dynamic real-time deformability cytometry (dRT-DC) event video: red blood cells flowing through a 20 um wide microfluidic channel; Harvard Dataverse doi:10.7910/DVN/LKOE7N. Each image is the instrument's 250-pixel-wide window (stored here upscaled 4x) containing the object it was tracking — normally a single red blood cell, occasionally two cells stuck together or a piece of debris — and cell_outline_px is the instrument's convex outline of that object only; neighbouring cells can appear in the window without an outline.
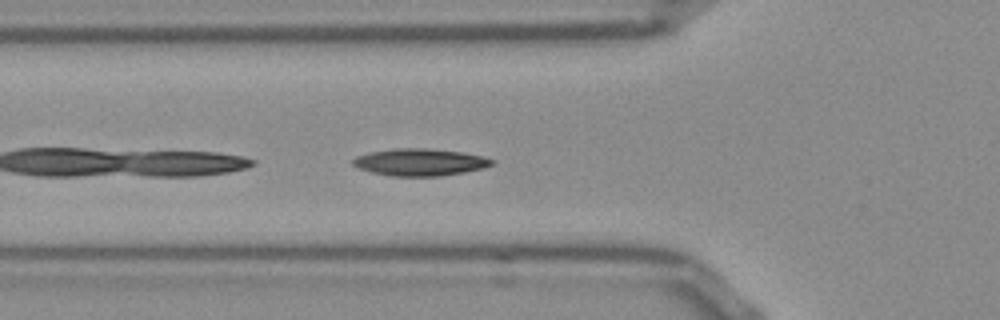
{"species": "Egyptian fruit bat (a non-hibernating species)", "species_latin": "Rousettus aegyptiacus", "temperature_condition": "room temperature", "stored_images_in_passage": 39, "segment_of_instrument_passage": [1, 2], "camera_frame_rate_fps": 3000, "um_per_image_px": 0.085, "frame": {"image": 1, "passage_image": 3, "time_ms": 0.667, "image_size_px": [1000, 320], "cell_outline_px": [[496, 160], [492, 164], [484, 168], [464, 172], [440, 176], [392, 176], [372, 172], [360, 168], [352, 164], [352, 160], [356, 156], [368, 152], [396, 148], [428, 148], [460, 152], [484, 156]], "centroid_in_image_um": [35.7, 13.78], "position_along_channel_um": 90.1, "area_um2": 21.96}}
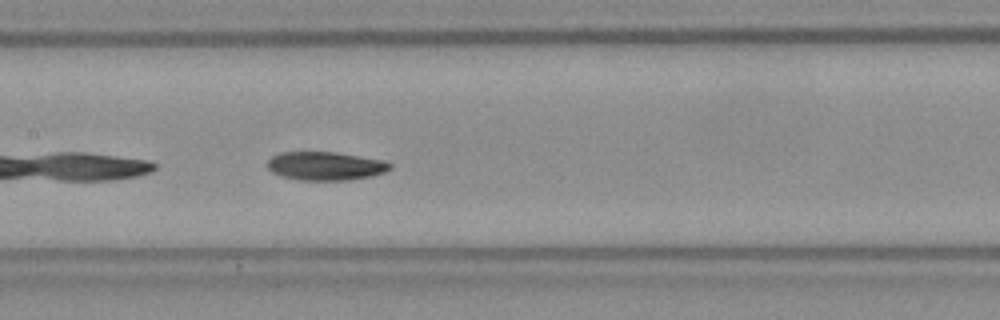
{"frame": {"image": 2, "passage_image": 10, "time_ms": 3.0, "image_size_px": [1000, 320], "cell_outline_px": [[392, 168], [384, 172], [368, 176], [348, 180], [300, 180], [280, 176], [272, 172], [268, 168], [268, 160], [272, 156], [280, 152], [336, 152], [384, 160], [392, 164]], "centroid_in_image_um": [27.65, 14.1], "position_along_channel_um": 179.8, "area_um2": 20.35}}
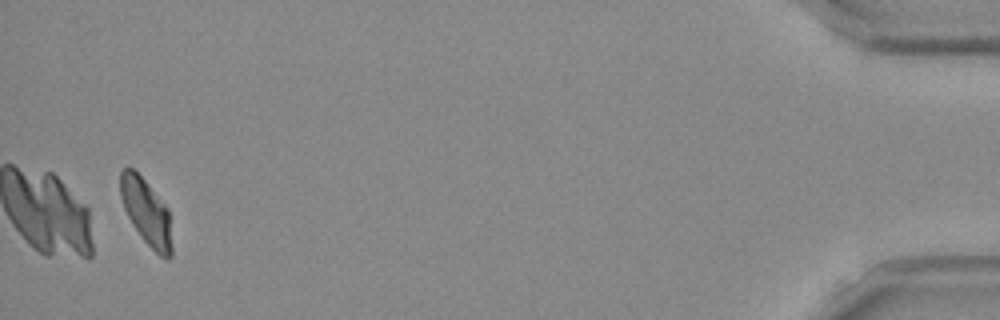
{"frame": {"image": 3, "passage_image": 36, "time_ms": 11.667, "image_size_px": [1000, 320], "cell_outline_px": [[172, 256], [168, 260], [164, 260], [140, 236], [132, 224], [124, 208], [120, 196], [120, 172], [124, 168], [132, 168], [144, 180], [168, 208], [172, 248]], "centroid_in_image_um": [12.44, 18.06], "position_along_channel_um": 422.8, "area_um2": 19.65}}